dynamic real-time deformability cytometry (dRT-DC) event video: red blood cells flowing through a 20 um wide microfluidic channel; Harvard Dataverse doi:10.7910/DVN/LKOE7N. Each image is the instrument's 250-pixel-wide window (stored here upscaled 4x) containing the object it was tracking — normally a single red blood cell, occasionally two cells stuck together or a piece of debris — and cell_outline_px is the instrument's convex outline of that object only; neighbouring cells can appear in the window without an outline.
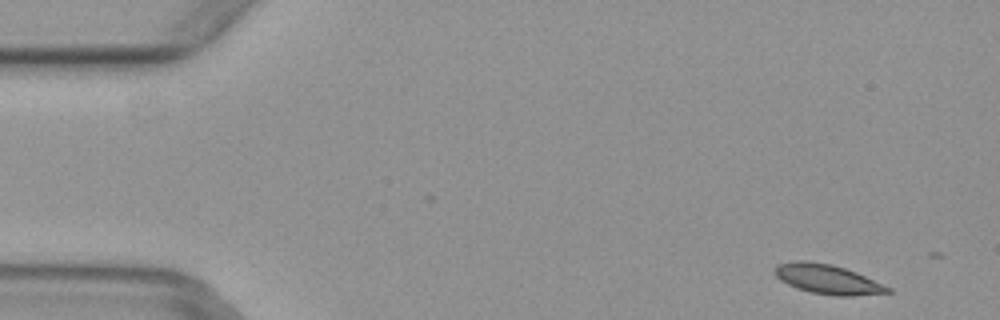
{"species": "common noctule bat (a hibernating species)", "species_latin": "Nyctalus noctula", "temperature_condition": "warm", "stored_images_in_passage": 5, "camera_frame_rate_fps": 3000, "um_per_image_px": 0.085, "animal": {"sex": "female", "body_mass_g": 29.2, "forearm_length_mm": 56.3}, "frame": {"image": 1, "passage_image": 1, "time_ms": 0.0, "image_size_px": [1000, 320], "cell_outline_px": [[892, 292], [852, 296], [832, 296], [812, 292], [796, 288], [780, 280], [776, 276], [776, 264], [796, 260], [804, 260], [832, 264], [856, 272], [892, 288]], "centroid_in_image_um": [70.35, 23.73], "position_along_channel_um": 14.7, "area_um2": 19.42}}
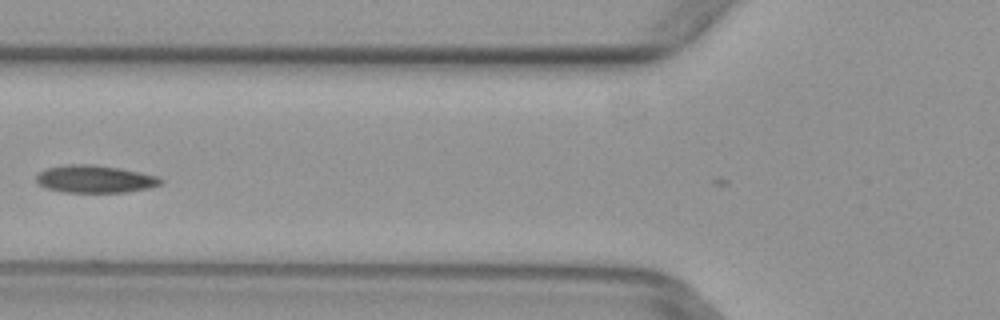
{"frame": {"image": 2, "passage_image": 5, "time_ms": 1.333, "image_size_px": [1000, 320], "cell_outline_px": [[164, 184], [148, 188], [124, 192], [64, 192], [44, 188], [36, 180], [36, 176], [40, 172], [48, 168], [64, 164], [92, 164], [120, 168], [160, 176], [164, 180]], "centroid_in_image_um": [8.11, 15.21], "position_along_channel_um": 117.7, "area_um2": 20.11}}